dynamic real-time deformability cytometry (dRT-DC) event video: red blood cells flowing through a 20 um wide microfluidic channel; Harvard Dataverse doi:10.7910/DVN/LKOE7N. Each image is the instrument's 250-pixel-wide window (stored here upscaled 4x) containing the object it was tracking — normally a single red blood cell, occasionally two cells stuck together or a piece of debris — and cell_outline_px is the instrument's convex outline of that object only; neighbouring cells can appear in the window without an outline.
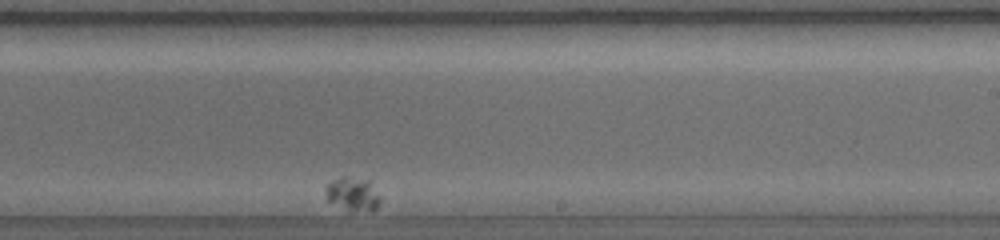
{"species": "common noctule bat (a hibernating species)", "species_latin": "Nyctalus noctula", "temperature_condition": "warm", "stored_images_in_passage": 28, "segment_of_instrument_passage": [2, 2], "camera_frame_rate_fps": 5000, "um_per_image_px": 0.085, "animal": {"sex": "female", "body_mass_g": 19.0, "forearm_length_mm": 56.7}, "frame": {"image": 1, "passage_image": 22, "time_ms": 6.0, "image_size_px": [1000, 240], "cell_outline_px": [[380, 204], [372, 212], [348, 212], [328, 200], [324, 188], [332, 180], [344, 176], [348, 176], [368, 180], [380, 196]], "centroid_in_image_um": [30.0, 16.53], "position_along_channel_um": 259.0, "area_um2": 10.98}}